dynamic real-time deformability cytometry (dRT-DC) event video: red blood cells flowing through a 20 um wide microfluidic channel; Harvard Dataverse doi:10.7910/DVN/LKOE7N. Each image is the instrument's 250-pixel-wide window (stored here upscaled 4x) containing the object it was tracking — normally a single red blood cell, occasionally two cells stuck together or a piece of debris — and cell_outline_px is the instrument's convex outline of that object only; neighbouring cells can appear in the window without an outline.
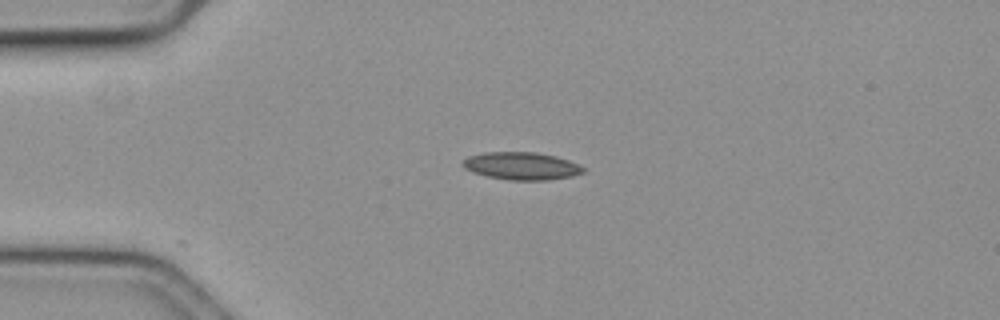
{"species": "common noctule bat (a hibernating species)", "species_latin": "Nyctalus noctula", "temperature_condition": "cold", "stored_images_in_passage": 12, "camera_frame_rate_fps": 3000, "um_per_image_px": 0.085, "animal": {"sex": "female", "body_mass_g": 19.3, "forearm_length_mm": 54.1}, "frame": {"image": 1, "passage_image": 1, "time_ms": 0.0, "image_size_px": [1000, 320], "cell_outline_px": [[584, 172], [572, 176], [548, 180], [508, 180], [488, 176], [472, 172], [464, 168], [460, 164], [468, 156], [484, 152], [536, 152], [556, 156], [568, 160], [584, 168]], "centroid_in_image_um": [44.29, 14.1], "position_along_channel_um": 40.7, "area_um2": 19.36}}
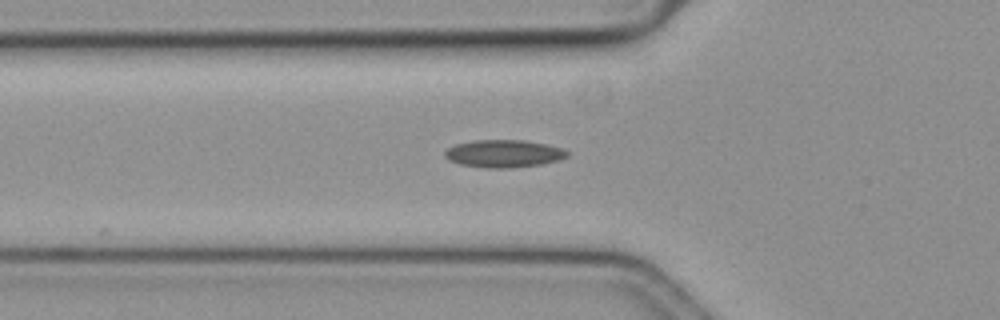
{"frame": {"image": 2, "passage_image": 7, "time_ms": 2.0, "image_size_px": [1000, 320], "cell_outline_px": [[568, 156], [560, 160], [540, 164], [508, 168], [488, 168], [460, 164], [448, 160], [444, 156], [444, 152], [448, 148], [456, 144], [472, 140], [524, 140], [564, 148], [568, 152]], "centroid_in_image_um": [42.81, 13.05], "position_along_channel_um": 83.0, "area_um2": 19.65}}
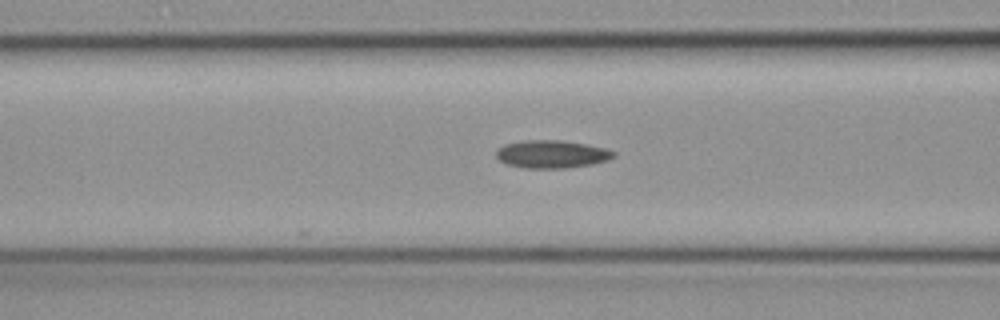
{"frame": {"image": 3, "passage_image": 10, "time_ms": 3.0, "image_size_px": [1000, 320], "cell_outline_px": [[616, 156], [608, 160], [592, 164], [564, 168], [528, 168], [508, 164], [500, 160], [496, 156], [496, 152], [504, 144], [524, 140], [564, 140], [604, 148], [616, 152]], "centroid_in_image_um": [46.92, 13.1], "position_along_channel_um": 119.7, "area_um2": 18.9}}